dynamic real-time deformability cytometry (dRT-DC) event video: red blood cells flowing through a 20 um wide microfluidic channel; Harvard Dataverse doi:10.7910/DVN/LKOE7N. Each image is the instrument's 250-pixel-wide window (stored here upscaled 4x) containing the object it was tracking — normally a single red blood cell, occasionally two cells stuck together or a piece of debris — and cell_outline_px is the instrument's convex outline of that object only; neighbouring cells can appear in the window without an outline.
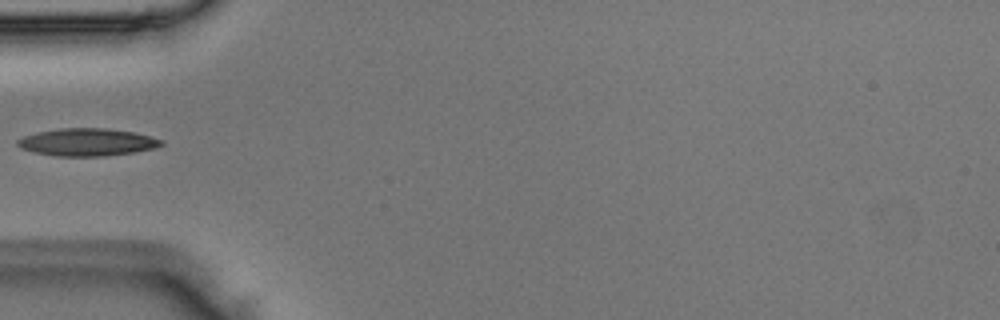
{"species": "Egyptian fruit bat (a non-hibernating species)", "species_latin": "Rousettus aegyptiacus", "temperature_condition": "room temperature", "stored_images_in_passage": 5, "camera_frame_rate_fps": 3000, "um_per_image_px": 0.085, "animal": {"sex": "male"}, "frame": {"image": 1, "passage_image": 5, "time_ms": 1.333, "image_size_px": [1000, 320], "cell_outline_px": [[164, 144], [152, 148], [136, 152], [104, 156], [56, 156], [36, 152], [20, 148], [16, 144], [16, 140], [24, 136], [36, 132], [60, 128], [104, 128], [136, 132], [164, 140]], "centroid_in_image_um": [7.41, 12.08], "position_along_channel_um": 77.6, "area_um2": 23.12}}